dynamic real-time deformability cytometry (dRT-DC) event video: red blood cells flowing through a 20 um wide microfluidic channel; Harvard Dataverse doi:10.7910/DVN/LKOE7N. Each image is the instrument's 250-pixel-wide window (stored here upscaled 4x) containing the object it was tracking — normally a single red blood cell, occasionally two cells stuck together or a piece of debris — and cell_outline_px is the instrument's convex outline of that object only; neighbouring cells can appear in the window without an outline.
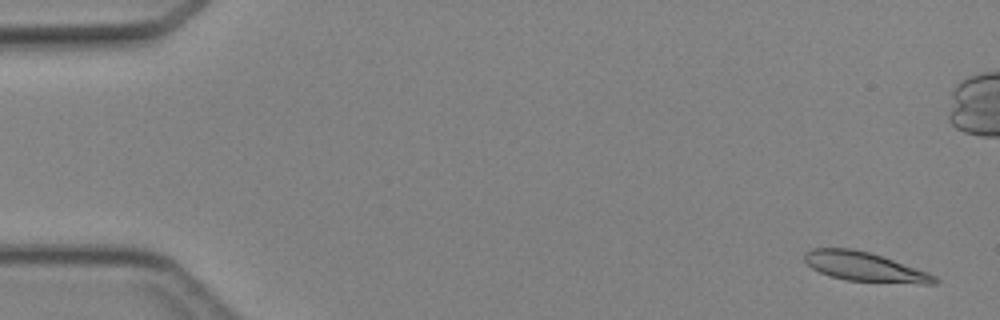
{"species": "Egyptian fruit bat (a non-hibernating species)", "species_latin": "Rousettus aegyptiacus", "temperature_condition": "cold", "stored_images_in_passage": 47, "camera_frame_rate_fps": 3000, "um_per_image_px": 0.085, "animal": {"sex": "female"}, "frame": {"image": 1, "passage_image": 2, "time_ms": 0.333, "image_size_px": [1000, 320], "cell_outline_px": [[940, 280], [936, 284], [920, 284], [844, 280], [828, 276], [812, 268], [804, 260], [804, 252], [812, 248], [852, 248], [868, 252], [928, 272], [936, 276]], "centroid_in_image_um": [73.48, 22.69], "position_along_channel_um": 11.5, "area_um2": 22.2}}
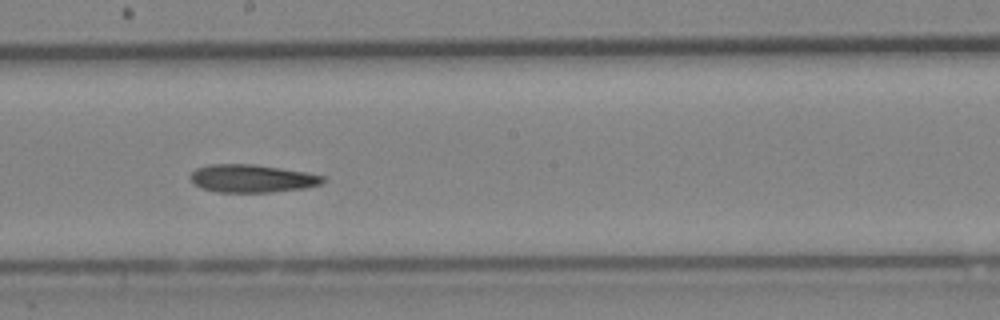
{"frame": {"image": 2, "passage_image": 26, "time_ms": 8.333, "image_size_px": [1000, 320], "cell_outline_px": [[324, 180], [320, 184], [304, 188], [268, 192], [216, 192], [204, 188], [196, 184], [188, 176], [196, 168], [208, 164], [252, 164], [280, 168], [304, 172], [324, 176]], "centroid_in_image_um": [21.38, 15.16], "position_along_channel_um": 226.8, "area_um2": 21.27}}
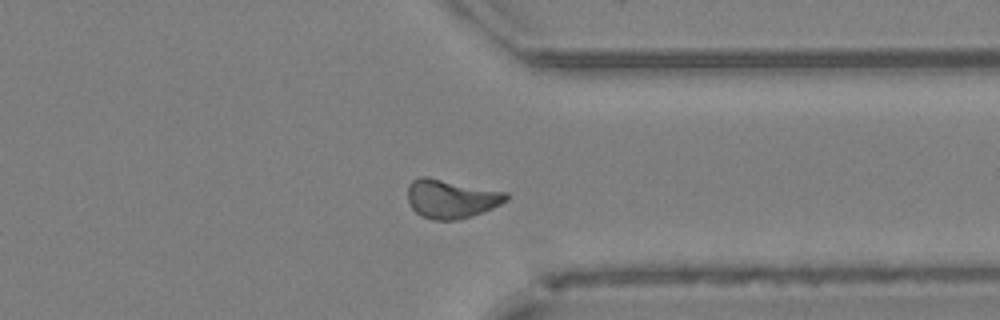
{"frame": {"image": 3, "passage_image": 36, "time_ms": 11.667, "image_size_px": [1000, 320], "cell_outline_px": [[508, 200], [484, 212], [456, 220], [432, 220], [420, 216], [412, 208], [408, 200], [408, 184], [412, 180], [420, 176], [428, 176], [508, 192]], "centroid_in_image_um": [38.34, 16.88], "position_along_channel_um": 373.1, "area_um2": 22.54}}